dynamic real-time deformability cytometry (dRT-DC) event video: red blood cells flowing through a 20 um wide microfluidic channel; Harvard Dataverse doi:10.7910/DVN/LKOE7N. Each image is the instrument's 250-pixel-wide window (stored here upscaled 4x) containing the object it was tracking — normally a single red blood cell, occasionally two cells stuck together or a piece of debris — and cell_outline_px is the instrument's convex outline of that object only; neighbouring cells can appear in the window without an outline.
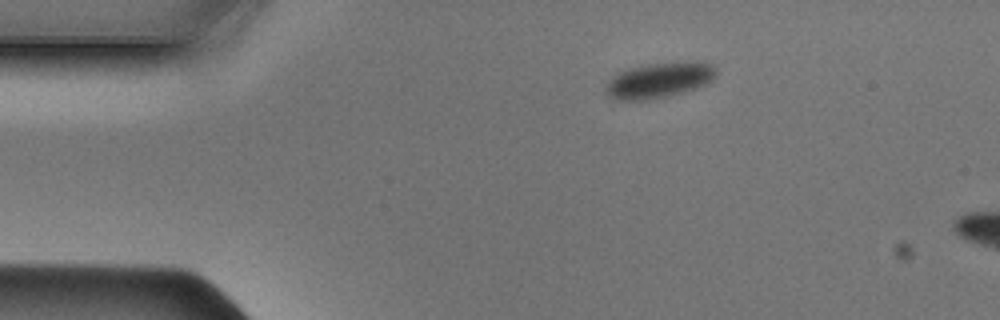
{"species": "Egyptian fruit bat (a non-hibernating species)", "species_latin": "Rousettus aegyptiacus", "temperature_condition": "cold", "stored_images_in_passage": 5, "camera_frame_rate_fps": 3000, "um_per_image_px": 0.085, "animal": {"sex": "male"}, "frame": {"image": 1, "passage_image": 1, "time_ms": 0.0, "image_size_px": [1000, 320], "cell_outline_px": [[716, 76], [704, 84], [668, 96], [648, 100], [620, 100], [608, 96], [604, 92], [604, 88], [608, 80], [612, 76], [628, 68], [648, 64], [712, 64], [716, 68]], "centroid_in_image_um": [55.89, 6.86], "position_along_channel_um": 29.1, "area_um2": 21.91}}